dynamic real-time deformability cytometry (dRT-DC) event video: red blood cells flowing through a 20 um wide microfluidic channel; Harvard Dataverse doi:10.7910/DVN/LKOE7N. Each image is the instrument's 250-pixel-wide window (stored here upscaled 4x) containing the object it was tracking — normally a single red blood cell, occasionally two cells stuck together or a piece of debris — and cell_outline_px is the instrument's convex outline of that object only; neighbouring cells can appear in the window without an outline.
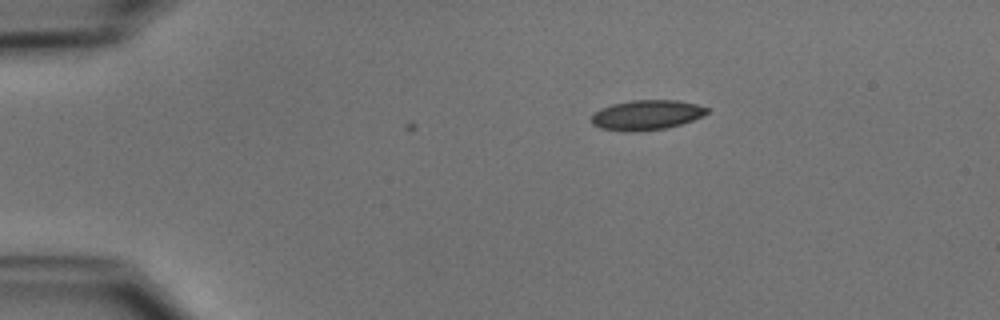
{"species": "common noctule bat (a hibernating species)", "species_latin": "Nyctalus noctula", "temperature_condition": "cold", "stored_images_in_passage": 6, "camera_frame_rate_fps": 3000, "um_per_image_px": 0.085, "animal": {"sex": "male", "body_mass_g": 15.6}, "frame": {"image": 1, "passage_image": 1, "time_ms": 0.0, "image_size_px": [1000, 320], "cell_outline_px": [[708, 112], [704, 116], [680, 124], [664, 128], [632, 132], [600, 128], [592, 124], [592, 116], [600, 108], [612, 104], [632, 100], [676, 100], [696, 104], [708, 108]], "centroid_in_image_um": [54.96, 9.77], "position_along_channel_um": 30.0, "area_um2": 19.94}}